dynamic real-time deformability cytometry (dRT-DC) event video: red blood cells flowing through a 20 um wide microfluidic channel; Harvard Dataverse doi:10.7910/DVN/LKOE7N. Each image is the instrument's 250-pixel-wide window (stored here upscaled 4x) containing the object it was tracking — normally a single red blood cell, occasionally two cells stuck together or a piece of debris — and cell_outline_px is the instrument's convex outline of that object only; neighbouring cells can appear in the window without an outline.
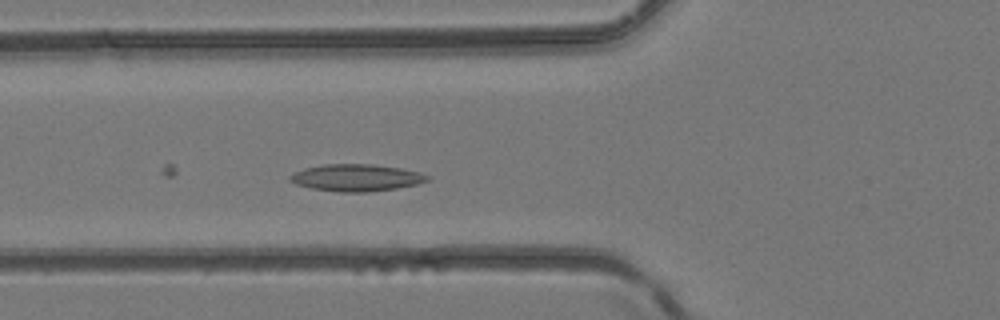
{"species": "common noctule bat (a hibernating species)", "species_latin": "Nyctalus noctula", "temperature_condition": "room temperature", "stored_images_in_passage": 37, "camera_frame_rate_fps": 3000, "um_per_image_px": 0.085, "animal": {"sex": "female", "body_mass_g": 24.6, "forearm_length_mm": 56.2}, "frame": {"image": 1, "passage_image": 11, "time_ms": 3.333, "image_size_px": [1000, 320], "cell_outline_px": [[432, 176], [428, 180], [416, 184], [396, 188], [368, 192], [340, 192], [312, 188], [296, 184], [288, 180], [288, 176], [292, 172], [304, 168], [324, 164], [372, 164], [400, 168], [420, 172]], "centroid_in_image_um": [30.26, 15.1], "position_along_channel_um": 95.5, "area_um2": 21.68}}
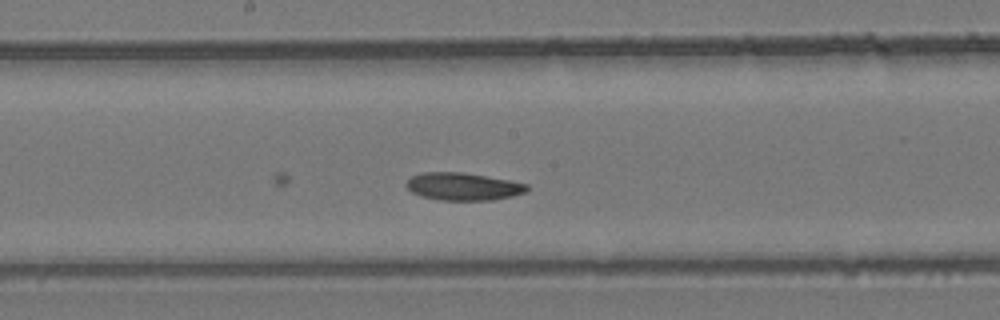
{"frame": {"image": 2, "passage_image": 18, "time_ms": 5.667, "image_size_px": [1000, 320], "cell_outline_px": [[528, 188], [524, 192], [512, 196], [492, 200], [440, 200], [420, 196], [412, 192], [404, 184], [412, 176], [424, 172], [460, 172], [508, 180], [528, 184]], "centroid_in_image_um": [39.33, 15.86], "position_along_channel_um": 208.9, "area_um2": 19.19}}
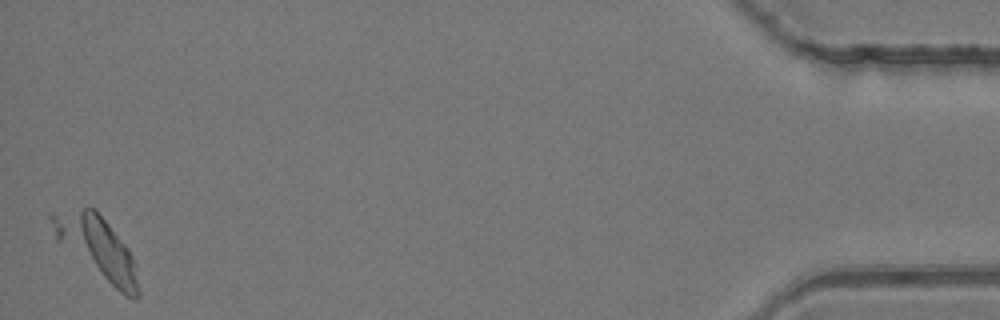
{"frame": {"image": 3, "passage_image": 37, "time_ms": 12.0, "image_size_px": [1000, 320], "cell_outline_px": [[140, 296], [136, 300], [124, 296], [56, 240], [48, 216], [48, 212], [84, 208], [96, 208], [128, 248], [132, 256], [140, 292]], "centroid_in_image_um": [8.23, 21.02], "position_along_channel_um": 427.0, "area_um2": 30.81}}